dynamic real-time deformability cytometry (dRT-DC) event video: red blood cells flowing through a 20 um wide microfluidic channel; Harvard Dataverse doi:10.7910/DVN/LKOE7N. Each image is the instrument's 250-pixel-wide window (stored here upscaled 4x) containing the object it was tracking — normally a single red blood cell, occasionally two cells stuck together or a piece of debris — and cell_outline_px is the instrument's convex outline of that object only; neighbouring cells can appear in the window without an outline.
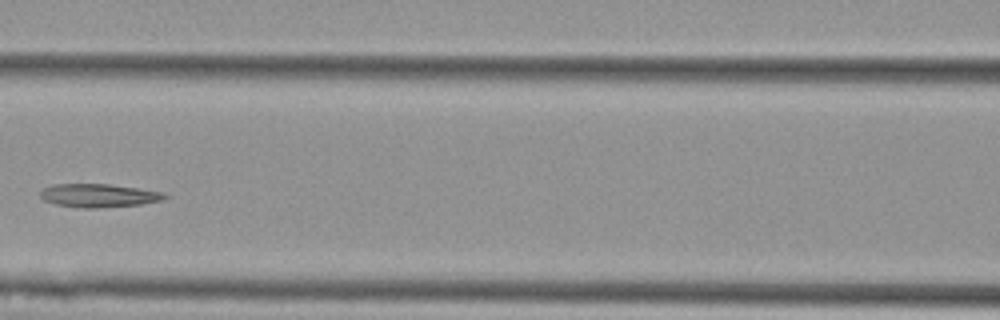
{"species": "Egyptian fruit bat (a non-hibernating species)", "species_latin": "Rousettus aegyptiacus", "temperature_condition": "cold", "stored_images_in_passage": 9, "camera_frame_rate_fps": 3000, "um_per_image_px": 0.085, "animal": {"sex": "female"}, "frame": {"image": 1, "passage_image": 6, "time_ms": 1.667, "image_size_px": [1000, 320], "cell_outline_px": [[168, 196], [164, 200], [140, 204], [96, 208], [76, 208], [56, 204], [44, 200], [40, 196], [40, 192], [44, 188], [56, 184], [108, 184], [164, 192]], "centroid_in_image_um": [8.39, 16.62], "position_along_channel_um": 158.2, "area_um2": 16.88}}
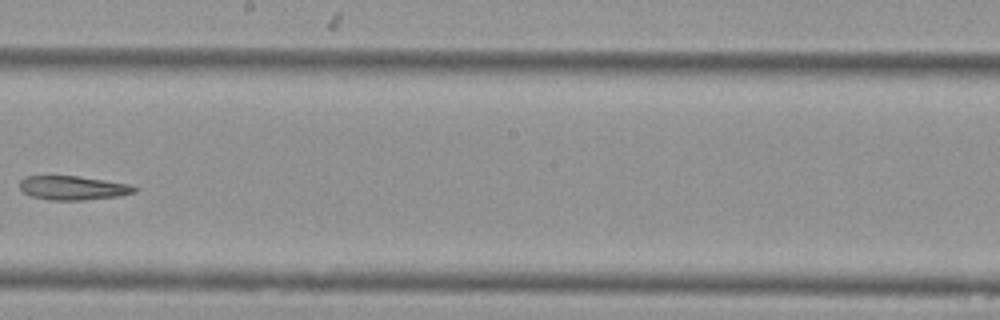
{"frame": {"image": 2, "passage_image": 8, "time_ms": 2.333, "image_size_px": [1000, 320], "cell_outline_px": [[140, 188], [136, 192], [120, 196], [84, 200], [48, 200], [28, 196], [20, 188], [20, 180], [24, 176], [76, 176], [132, 184]], "centroid_in_image_um": [6.23, 15.98], "position_along_channel_um": 242.0, "area_um2": 16.3}}
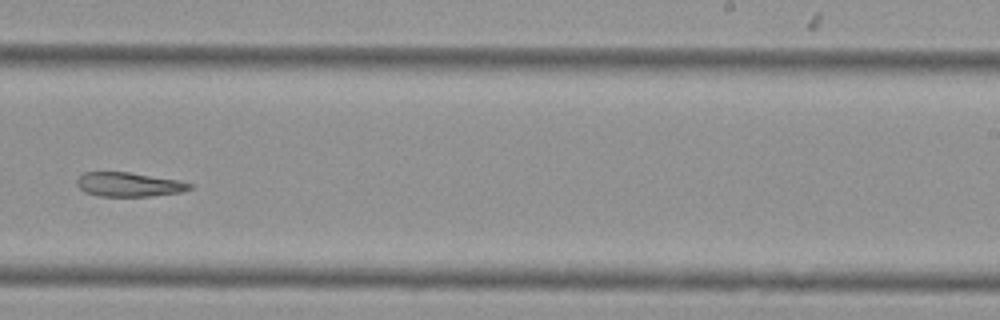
{"frame": {"image": 3, "passage_image": 9, "time_ms": 2.667, "image_size_px": [1000, 320], "cell_outline_px": [[192, 188], [180, 192], [148, 196], [96, 196], [84, 192], [76, 184], [76, 180], [84, 172], [128, 172], [180, 180], [192, 184]], "centroid_in_image_um": [10.93, 15.68], "position_along_channel_um": 278.1, "area_um2": 15.9}}